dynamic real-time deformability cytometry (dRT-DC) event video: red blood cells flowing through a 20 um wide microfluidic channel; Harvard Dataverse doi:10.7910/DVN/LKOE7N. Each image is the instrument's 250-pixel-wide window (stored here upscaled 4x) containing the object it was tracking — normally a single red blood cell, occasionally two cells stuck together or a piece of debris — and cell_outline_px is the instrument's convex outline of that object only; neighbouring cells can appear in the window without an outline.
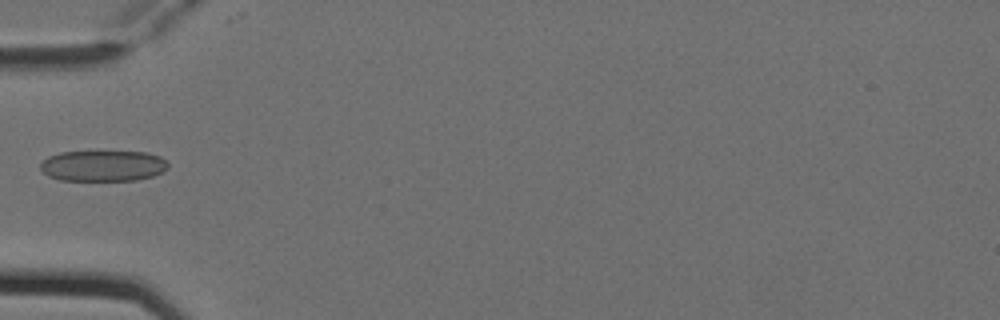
{"species": "Egyptian fruit bat (a non-hibernating species)", "species_latin": "Rousettus aegyptiacus", "temperature_condition": "cold", "stored_images_in_passage": 6, "camera_frame_rate_fps": 3000, "um_per_image_px": 0.085, "animal": {"sex": "female"}, "frame": {"image": 1, "passage_image": 5, "time_ms": 1.333, "image_size_px": [1000, 320], "cell_outline_px": [[168, 168], [152, 176], [136, 180], [60, 180], [48, 176], [40, 168], [40, 164], [48, 156], [60, 152], [148, 152], [160, 156], [168, 164]], "centroid_in_image_um": [8.74, 14.09], "position_along_channel_um": 76.3, "area_um2": 22.83}}
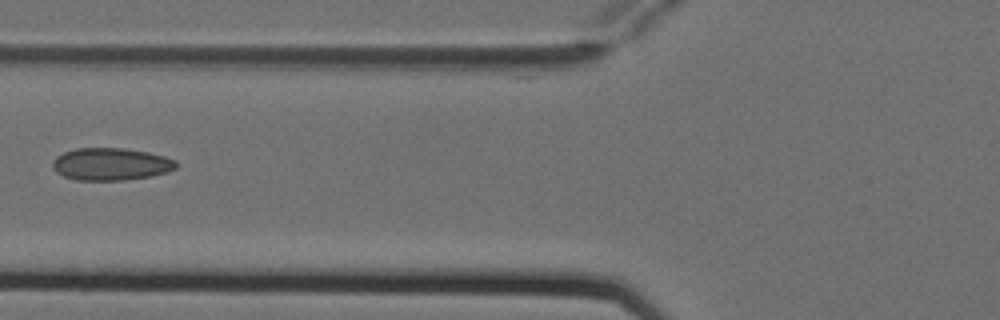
{"frame": {"image": 2, "passage_image": 6, "time_ms": 1.667, "image_size_px": [1000, 320], "cell_outline_px": [[180, 164], [176, 168], [152, 176], [124, 180], [76, 180], [64, 176], [56, 172], [52, 168], [52, 160], [56, 156], [64, 152], [76, 148], [120, 148], [148, 152], [164, 156], [176, 160]], "centroid_in_image_um": [9.41, 13.95], "position_along_channel_um": 116.4, "area_um2": 23.41}}